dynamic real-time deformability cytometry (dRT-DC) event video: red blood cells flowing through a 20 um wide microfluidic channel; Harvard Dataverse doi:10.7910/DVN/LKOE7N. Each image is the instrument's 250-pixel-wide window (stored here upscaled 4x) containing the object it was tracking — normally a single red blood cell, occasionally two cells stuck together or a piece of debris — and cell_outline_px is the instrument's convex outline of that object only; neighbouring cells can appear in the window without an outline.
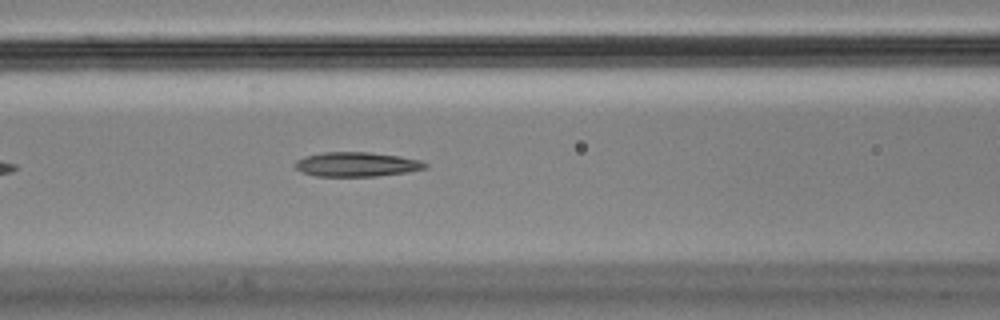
{"species": "Egyptian fruit bat (a non-hibernating species)", "species_latin": "Rousettus aegyptiacus", "temperature_condition": "cold", "stored_images_in_passage": 10, "camera_frame_rate_fps": 3000, "um_per_image_px": 0.085, "animal": {"sex": "male"}, "frame": {"image": 1, "passage_image": 7, "time_ms": 2.0, "image_size_px": [1000, 320], "cell_outline_px": [[428, 168], [408, 172], [376, 176], [316, 176], [300, 172], [292, 164], [296, 160], [304, 156], [324, 152], [368, 152], [400, 156], [420, 160], [428, 164]], "centroid_in_image_um": [30.3, 13.97], "position_along_channel_um": 136.3, "area_um2": 18.73}}